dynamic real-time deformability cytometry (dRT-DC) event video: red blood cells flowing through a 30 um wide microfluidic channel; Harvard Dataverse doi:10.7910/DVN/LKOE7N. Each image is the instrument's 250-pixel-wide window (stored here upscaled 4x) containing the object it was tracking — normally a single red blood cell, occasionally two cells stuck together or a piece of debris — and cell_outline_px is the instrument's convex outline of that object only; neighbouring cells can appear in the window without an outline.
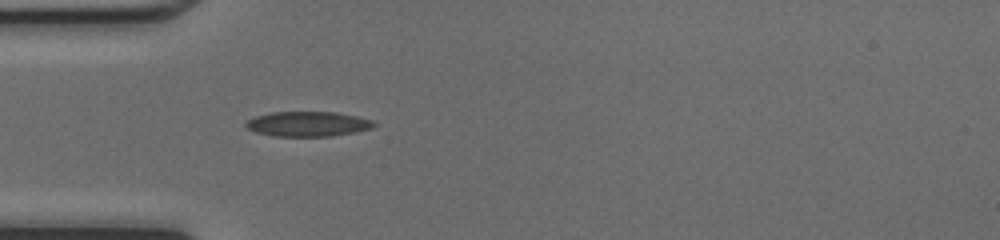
{"species": "common noctule bat (a hibernating species)", "species_latin": "Nyctalus noctula", "temperature_condition": "cold", "stored_images_in_passage": 34, "camera_frame_rate_fps": 3000, "um_per_image_px": 0.085, "animal": {"sex": "female", "body_mass_g": 17.0, "forearm_length_mm": 48.0}, "frame": {"image": 1, "passage_image": 1, "time_ms": 0.0, "image_size_px": [1000, 240], "cell_outline_px": [[376, 124], [372, 128], [332, 136], [272, 136], [256, 132], [248, 128], [244, 124], [248, 120], [256, 116], [272, 112], [336, 112], [356, 116], [372, 120]], "centroid_in_image_um": [26.15, 10.53], "position_along_channel_um": 58.8, "area_um2": 18.44}}
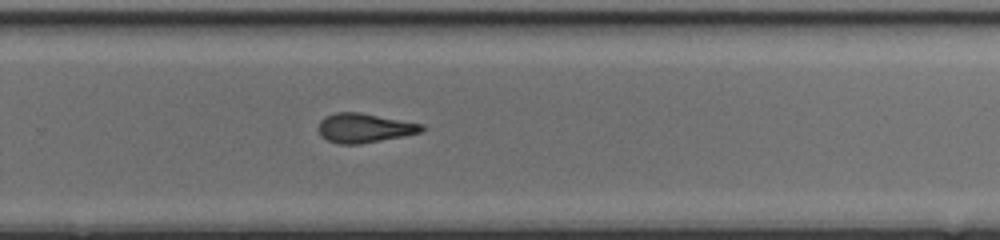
{"frame": {"image": 2, "passage_image": 18, "time_ms": 5.667, "image_size_px": [1000, 240], "cell_outline_px": [[428, 128], [424, 132], [404, 136], [360, 144], [336, 144], [320, 136], [320, 120], [324, 116], [336, 112], [360, 112], [424, 124]], "centroid_in_image_um": [31.03, 10.88], "position_along_channel_um": 298.8, "area_um2": 17.86}}
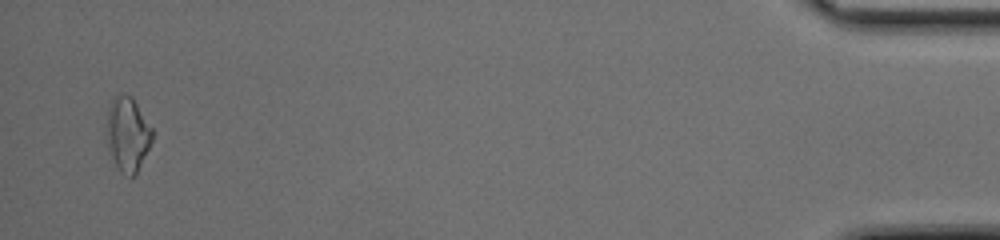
{"frame": {"image": 3, "passage_image": 33, "time_ms": 10.667, "image_size_px": [1000, 240], "cell_outline_px": [[152, 140], [136, 172], [132, 176], [124, 176], [120, 172], [108, 152], [108, 108], [112, 100], [120, 92], [132, 96], [152, 128]], "centroid_in_image_um": [10.84, 11.39], "position_along_channel_um": 424.4, "area_um2": 19.42}, "authors_computed_cell_mechanics": {"area_um2": 18.0047, "velocity_mm_per_s": 4.2812, "shape_relaxation_time_tau1_ms": 10.4896, "shape_relaxation_time_tau2_ms": 2.1412, "deformation_change_tau1": 0.2398, "deformation_change_tau2": 0.0784}}